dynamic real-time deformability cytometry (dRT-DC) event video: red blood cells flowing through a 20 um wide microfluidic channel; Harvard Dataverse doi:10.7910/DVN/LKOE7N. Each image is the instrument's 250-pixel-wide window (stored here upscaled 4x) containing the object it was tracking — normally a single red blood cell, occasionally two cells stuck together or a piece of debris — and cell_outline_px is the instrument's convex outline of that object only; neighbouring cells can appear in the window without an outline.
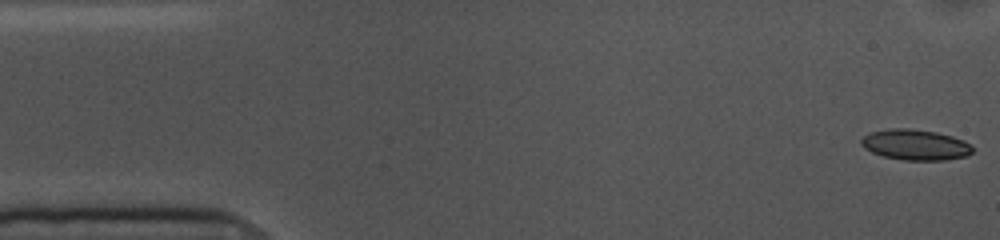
{"species": "common noctule bat (a hibernating species)", "species_latin": "Nyctalus noctula", "temperature_condition": "cold", "stored_images_in_passage": 54, "camera_frame_rate_fps": 3000, "um_per_image_px": 0.085, "animal": {"sex": "female", "body_mass_g": 10.0, "forearm_length_mm": 53.1}, "frame": {"image": 1, "passage_image": 1, "time_ms": 0.0, "image_size_px": [1000, 240], "cell_outline_px": [[972, 152], [968, 156], [944, 160], [904, 160], [884, 156], [872, 152], [864, 148], [860, 144], [860, 140], [864, 136], [872, 132], [888, 128], [908, 128], [936, 132], [952, 136], [964, 140], [972, 148]], "centroid_in_image_um": [77.79, 12.3], "position_along_channel_um": 7.2, "area_um2": 19.83}}
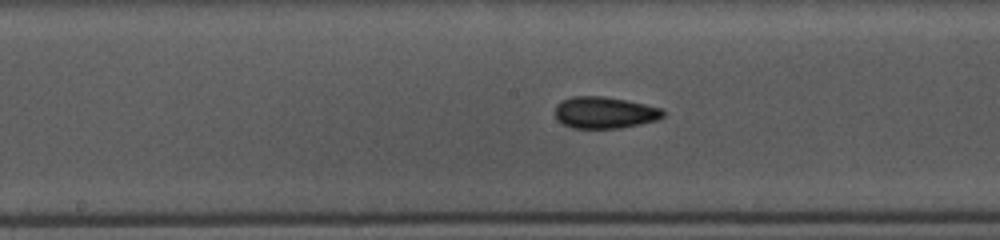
{"frame": {"image": 2, "passage_image": 26, "time_ms": 8.333, "image_size_px": [1000, 240], "cell_outline_px": [[664, 116], [656, 120], [640, 124], [620, 128], [572, 128], [556, 120], [556, 104], [560, 100], [572, 96], [604, 96], [644, 104], [660, 108], [664, 112]], "centroid_in_image_um": [51.35, 9.57], "position_along_channel_um": 196.9, "area_um2": 19.88}}
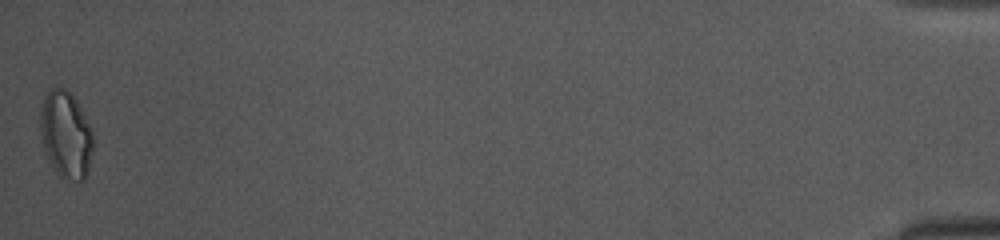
{"frame": {"image": 3, "passage_image": 54, "time_ms": 17.667, "image_size_px": [1000, 240], "cell_outline_px": [[92, 152], [88, 172], [84, 180], [72, 180], [60, 176], [52, 164], [44, 148], [40, 132], [40, 112], [44, 100], [48, 92], [52, 88], [64, 88], [76, 100], [92, 128]], "centroid_in_image_um": [5.62, 11.45], "position_along_channel_um": 429.6, "area_um2": 26.3}, "authors_computed_cell_mechanics": {"area_um2": 19.5653, "velocity_mm_per_s": 3.5993, "shape_relaxation_time_tau1_ms": 3.4948, "shape_relaxation_time_tau2_ms": 2.4636, "deformation_change_tau1": 0.0969, "deformation_change_tau2": 0.0807}}